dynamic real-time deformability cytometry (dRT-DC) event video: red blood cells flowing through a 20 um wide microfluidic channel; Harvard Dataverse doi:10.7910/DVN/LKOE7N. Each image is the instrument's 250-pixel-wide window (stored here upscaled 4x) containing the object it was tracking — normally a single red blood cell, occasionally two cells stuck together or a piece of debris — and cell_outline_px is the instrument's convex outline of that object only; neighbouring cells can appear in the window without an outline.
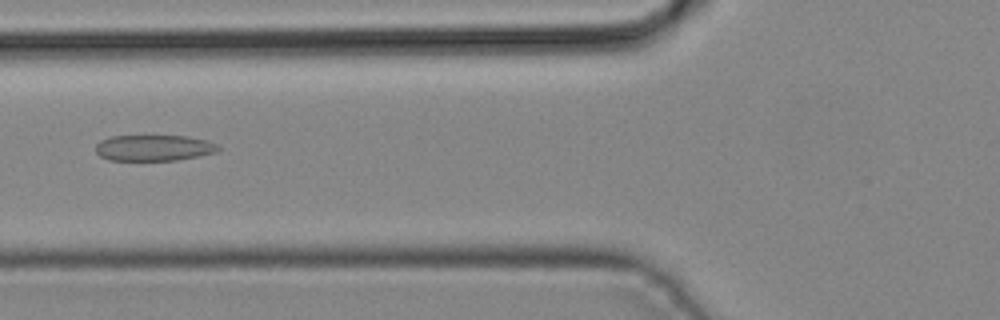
{"species": "common noctule bat (a hibernating species)", "species_latin": "Nyctalus noctula", "temperature_condition": "cold", "stored_images_in_passage": 40, "camera_frame_rate_fps": 3000, "um_per_image_px": 0.085, "animal": {"sex": "male", "body_mass_g": 19.2, "forearm_length_mm": 51.8}, "frame": {"image": 1, "passage_image": 13, "time_ms": 4.0, "image_size_px": [1000, 320], "cell_outline_px": [[220, 148], [216, 152], [176, 160], [108, 160], [100, 156], [96, 152], [96, 144], [100, 140], [112, 136], [188, 136], [208, 140], [216, 144]], "centroid_in_image_um": [13.06, 12.56], "position_along_channel_um": 112.7, "area_um2": 18.5}}
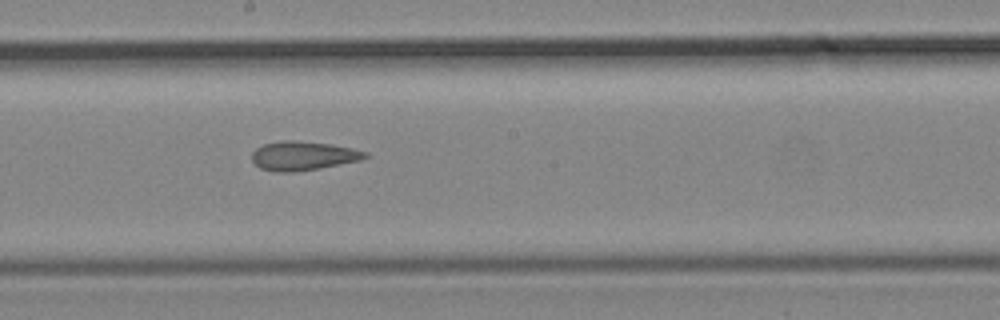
{"frame": {"image": 2, "passage_image": 20, "time_ms": 6.333, "image_size_px": [1000, 320], "cell_outline_px": [[368, 156], [360, 160], [320, 168], [292, 172], [272, 172], [260, 168], [252, 160], [252, 152], [256, 148], [264, 144], [284, 140], [292, 140], [328, 144], [352, 148], [368, 152]], "centroid_in_image_um": [25.74, 13.25], "position_along_channel_um": 222.5, "area_um2": 19.02}}
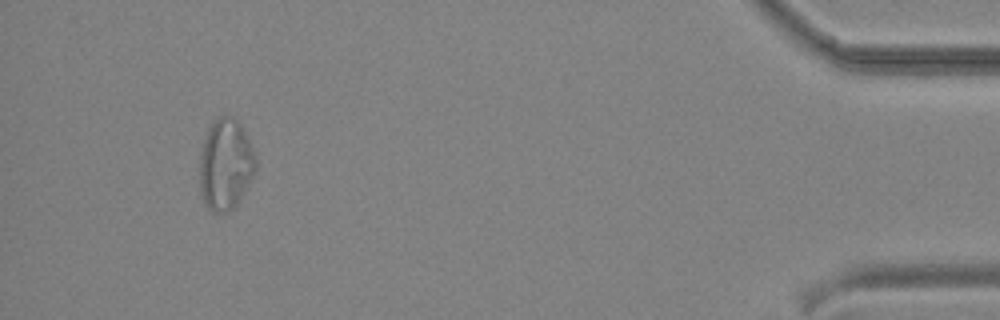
{"frame": {"image": 3, "passage_image": 37, "time_ms": 12.0, "image_size_px": [1000, 320], "cell_outline_px": [[256, 168], [248, 184], [236, 204], [228, 212], [212, 212], [204, 204], [200, 192], [200, 156], [204, 140], [208, 128], [224, 112], [232, 116], [240, 124], [256, 156]], "centroid_in_image_um": [19.15, 13.97], "position_along_channel_um": 416.0, "area_um2": 29.54}}